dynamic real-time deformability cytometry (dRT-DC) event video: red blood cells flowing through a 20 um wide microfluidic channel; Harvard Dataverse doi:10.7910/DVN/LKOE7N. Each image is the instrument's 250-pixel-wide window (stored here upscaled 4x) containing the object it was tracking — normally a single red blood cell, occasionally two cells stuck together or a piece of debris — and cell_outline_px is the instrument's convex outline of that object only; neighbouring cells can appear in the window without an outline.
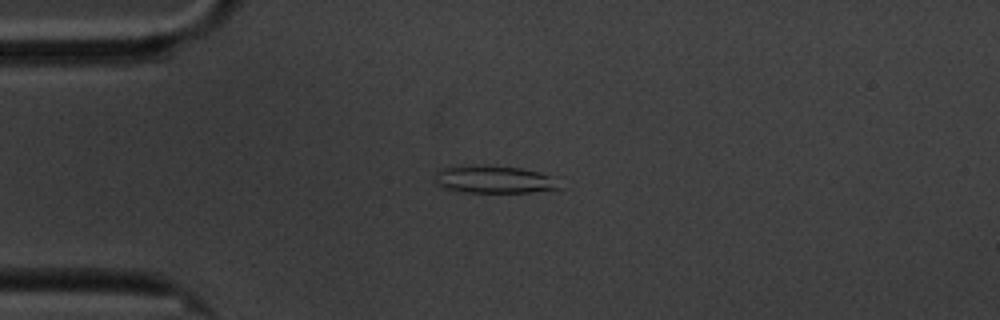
{"species": "common noctule bat (a hibernating species)", "species_latin": "Nyctalus noctula", "temperature_condition": "cold", "stored_images_in_passage": 56, "camera_frame_rate_fps": 3000, "um_per_image_px": 0.085, "animal": {"sex": "male", "body_mass_g": 20.1, "forearm_length_mm": 53.5}, "frame": {"image": 1, "passage_image": 11, "time_ms": 3.333, "image_size_px": [1000, 320], "cell_outline_px": [[564, 188], [532, 192], [456, 192], [444, 188], [436, 184], [436, 172], [440, 168], [520, 168], [536, 172], [548, 176]], "centroid_in_image_um": [41.99, 15.32], "position_along_channel_um": 43.0, "area_um2": 18.79}}
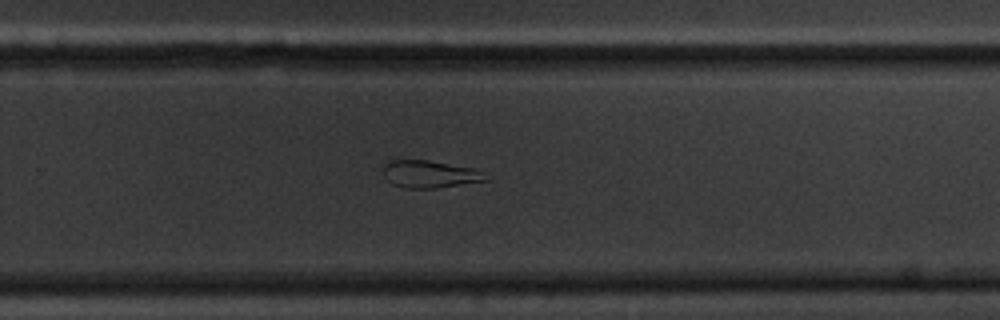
{"frame": {"image": 2, "passage_image": 35, "time_ms": 11.333, "image_size_px": [1000, 320], "cell_outline_px": [[488, 180], [436, 188], [404, 188], [392, 184], [384, 176], [384, 164], [392, 160], [428, 160], [476, 168]], "centroid_in_image_um": [36.5, 14.8], "position_along_channel_um": 293.3, "area_um2": 16.18}}
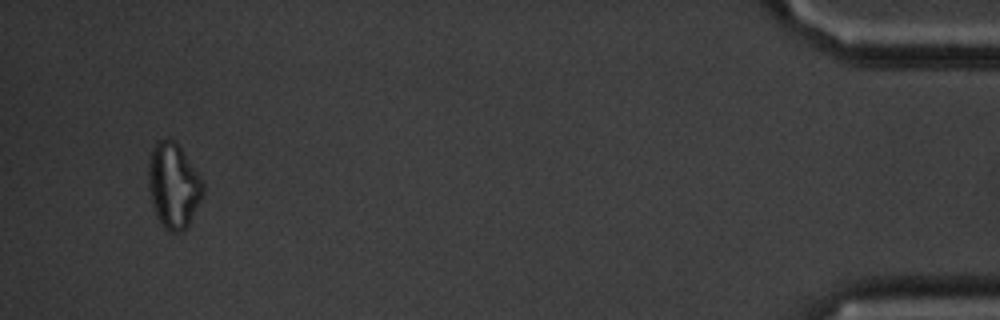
{"frame": {"image": 3, "passage_image": 53, "time_ms": 17.333, "image_size_px": [1000, 320], "cell_outline_px": [[204, 192], [188, 228], [184, 232], [168, 232], [164, 228], [152, 204], [148, 188], [148, 164], [152, 148], [156, 140], [164, 136], [172, 140], [180, 148], [200, 176], [204, 184]], "centroid_in_image_um": [14.74, 15.78], "position_along_channel_um": 420.5, "area_um2": 27.22}, "authors_computed_cell_mechanics": {"area_um2": 19.7098, "velocity_mm_per_s": 3.3925, "shape_relaxation_time_tau1_ms": null, "shape_relaxation_time_tau2_ms": 7.2653, "deformation_change_tau1": null, "deformation_change_tau2": 0.1573}}